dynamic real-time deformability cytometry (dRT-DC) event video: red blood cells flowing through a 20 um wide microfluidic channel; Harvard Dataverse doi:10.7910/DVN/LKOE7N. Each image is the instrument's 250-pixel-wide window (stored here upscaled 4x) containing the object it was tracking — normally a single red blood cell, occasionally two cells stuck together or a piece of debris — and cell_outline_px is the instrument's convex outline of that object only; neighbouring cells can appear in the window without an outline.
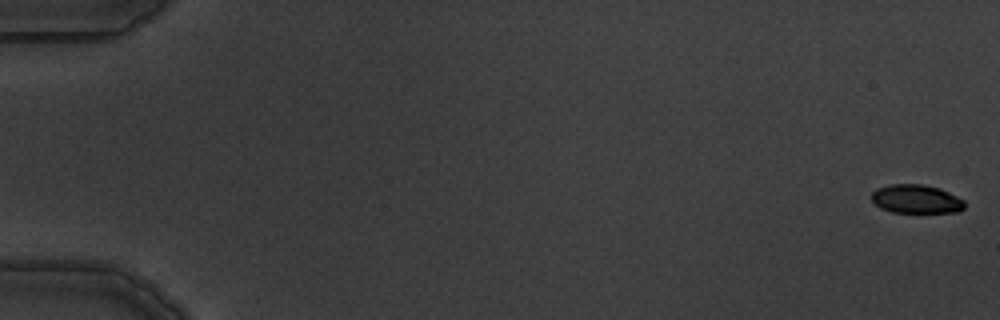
{"species": "common noctule bat (a hibernating species)", "species_latin": "Nyctalus noctula", "temperature_condition": "warm", "stored_images_in_passage": 6, "camera_frame_rate_fps": 3000, "um_per_image_px": 0.085, "animal": {"sex": "male", "body_mass_g": 19.5, "forearm_length_mm": 54.6}, "frame": {"image": 1, "passage_image": 1, "time_ms": 0.0, "image_size_px": [1000, 320], "cell_outline_px": [[964, 208], [956, 212], [892, 212], [880, 208], [872, 200], [872, 192], [876, 188], [888, 184], [924, 184], [940, 188], [964, 200]], "centroid_in_image_um": [77.85, 16.9], "position_along_channel_um": 7.1, "area_um2": 15.55}}